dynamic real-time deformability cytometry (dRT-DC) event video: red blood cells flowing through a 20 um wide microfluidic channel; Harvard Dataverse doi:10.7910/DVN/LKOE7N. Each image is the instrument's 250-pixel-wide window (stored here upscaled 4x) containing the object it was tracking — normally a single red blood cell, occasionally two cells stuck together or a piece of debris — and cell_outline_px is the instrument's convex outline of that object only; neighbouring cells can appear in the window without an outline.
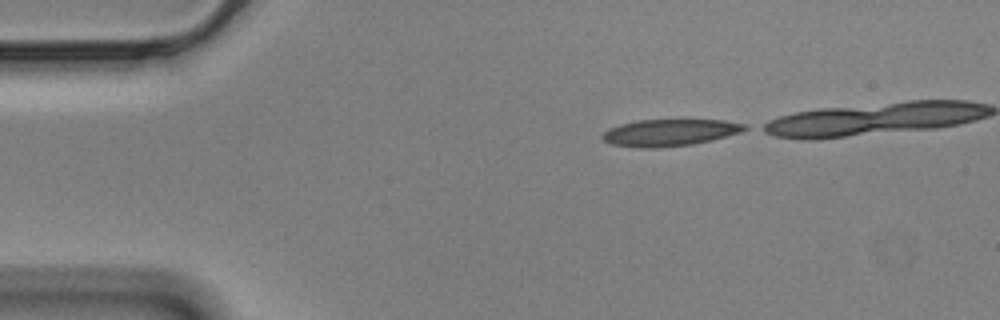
{"species": "Egyptian fruit bat (a non-hibernating species)", "species_latin": "Rousettus aegyptiacus", "temperature_condition": "cold", "stored_images_in_passage": 38, "camera_frame_rate_fps": 3000, "um_per_image_px": 0.085, "animal": {"sex": "male"}, "frame": {"image": 1, "passage_image": 1, "time_ms": 0.0, "image_size_px": [1000, 320], "cell_outline_px": [[748, 128], [740, 132], [712, 140], [692, 144], [656, 148], [636, 148], [612, 144], [604, 140], [600, 136], [608, 128], [620, 124], [636, 120], [724, 120], [748, 124]], "centroid_in_image_um": [56.91, 11.27], "position_along_channel_um": 28.1, "area_um2": 22.31}}
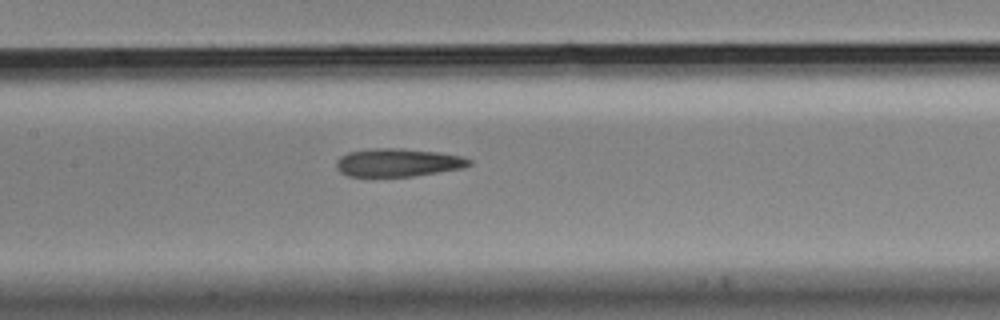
{"frame": {"image": 2, "passage_image": 18, "time_ms": 5.667, "image_size_px": [1000, 320], "cell_outline_px": [[472, 164], [464, 168], [440, 172], [412, 176], [348, 176], [340, 172], [336, 168], [336, 160], [340, 156], [348, 152], [372, 148], [400, 148], [436, 152], [464, 156], [472, 160]], "centroid_in_image_um": [33.84, 13.81], "position_along_channel_um": 173.6, "area_um2": 21.91}}
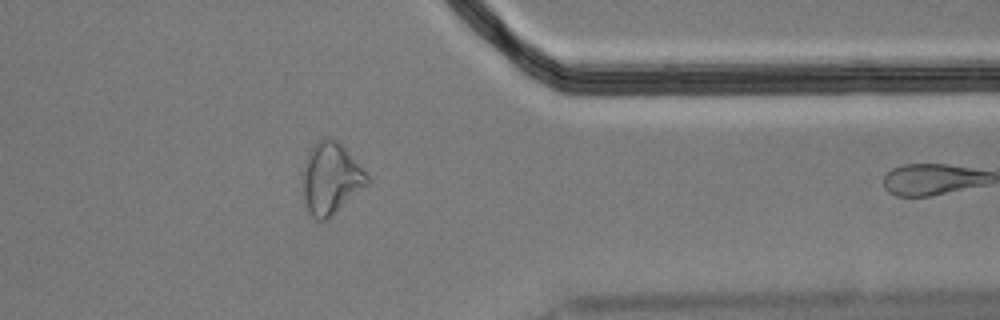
{"frame": {"image": 3, "passage_image": 37, "time_ms": 12.0, "image_size_px": [1000, 320], "cell_outline_px": [[372, 180], [368, 184], [328, 220], [316, 220], [308, 212], [304, 196], [300, 176], [308, 152], [312, 144], [316, 140], [324, 136], [336, 140], [368, 172]], "centroid_in_image_um": [28.11, 15.16], "position_along_channel_um": 383.3, "area_um2": 27.51}}